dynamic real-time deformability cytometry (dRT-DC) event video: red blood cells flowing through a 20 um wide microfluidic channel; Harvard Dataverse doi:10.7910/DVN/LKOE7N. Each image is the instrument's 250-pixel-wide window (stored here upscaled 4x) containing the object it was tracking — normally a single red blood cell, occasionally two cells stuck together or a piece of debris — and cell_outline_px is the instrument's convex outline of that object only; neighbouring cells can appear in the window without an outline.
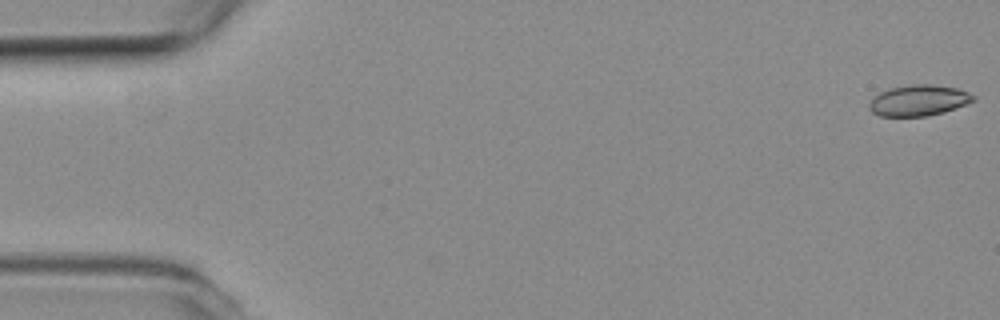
{"species": "common noctule bat (a hibernating species)", "species_latin": "Nyctalus noctula", "temperature_condition": "room temperature", "stored_images_in_passage": 52, "camera_frame_rate_fps": 3000, "um_per_image_px": 0.085, "animal": {"sex": "female", "body_mass_g": 19.3, "forearm_length_mm": 54.1}, "frame": {"image": 1, "passage_image": 1, "time_ms": 0.0, "image_size_px": [1000, 320], "cell_outline_px": [[976, 100], [944, 112], [928, 116], [880, 116], [872, 112], [868, 108], [868, 104], [880, 92], [888, 88], [908, 84], [932, 84], [956, 88], [968, 92], [976, 96]], "centroid_in_image_um": [78.08, 8.53], "position_along_channel_um": 6.9, "area_um2": 18.84}}
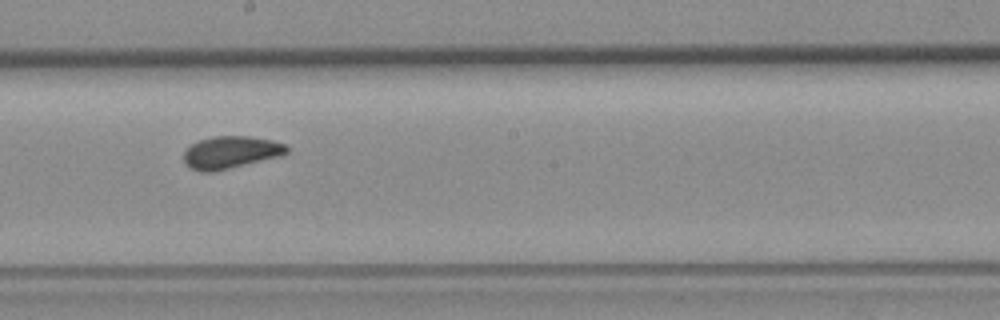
{"frame": {"image": 2, "passage_image": 30, "time_ms": 9.667, "image_size_px": [1000, 320], "cell_outline_px": [[288, 152], [284, 156], [212, 172], [200, 172], [184, 164], [184, 152], [192, 144], [200, 140], [216, 136], [248, 136], [272, 140], [284, 144], [288, 148]], "centroid_in_image_um": [19.64, 12.96], "position_along_channel_um": 228.6, "area_um2": 19.48}}
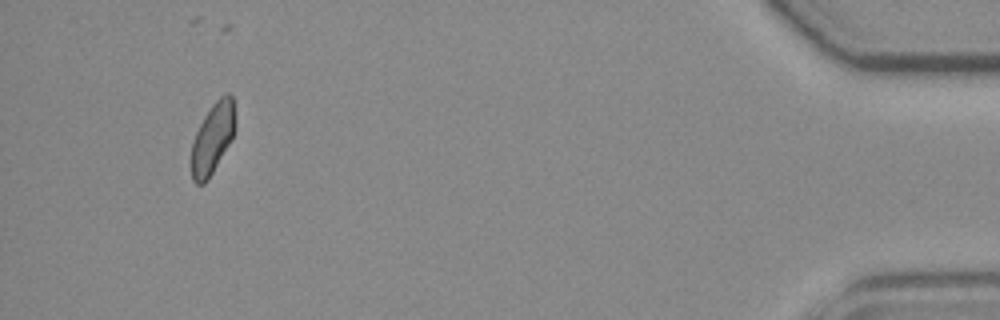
{"frame": {"image": 3, "passage_image": 51, "time_ms": 16.667, "image_size_px": [1000, 320], "cell_outline_px": [[236, 128], [228, 144], [208, 180], [204, 184], [196, 184], [192, 180], [192, 144], [196, 132], [204, 116], [212, 104], [224, 92], [228, 92], [232, 96], [236, 116]], "centroid_in_image_um": [18.09, 11.7], "position_along_channel_um": 417.1, "area_um2": 17.98}}